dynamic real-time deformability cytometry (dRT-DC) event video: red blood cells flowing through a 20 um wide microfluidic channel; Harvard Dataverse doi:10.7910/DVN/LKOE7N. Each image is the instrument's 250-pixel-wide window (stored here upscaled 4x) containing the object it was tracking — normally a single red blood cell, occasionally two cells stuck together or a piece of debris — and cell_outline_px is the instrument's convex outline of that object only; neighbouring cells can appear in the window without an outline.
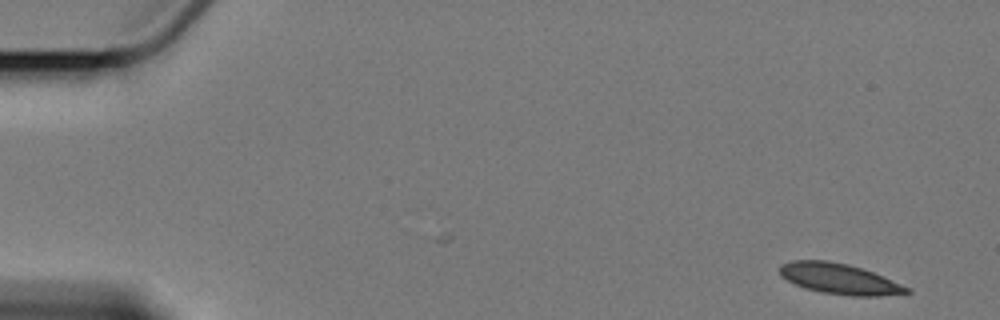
{"species": "Egyptian fruit bat (a non-hibernating species)", "species_latin": "Rousettus aegyptiacus", "temperature_condition": "cold", "stored_images_in_passage": 6, "camera_frame_rate_fps": 3000, "um_per_image_px": 0.085, "animal": {"sex": "female"}, "frame": {"image": 1, "passage_image": 1, "time_ms": 0.0, "image_size_px": [1000, 320], "cell_outline_px": [[912, 292], [880, 296], [852, 296], [820, 292], [804, 288], [780, 276], [780, 264], [792, 260], [828, 260], [848, 264], [872, 272], [912, 288]], "centroid_in_image_um": [71.35, 23.7], "position_along_channel_um": 13.7, "area_um2": 22.66}}
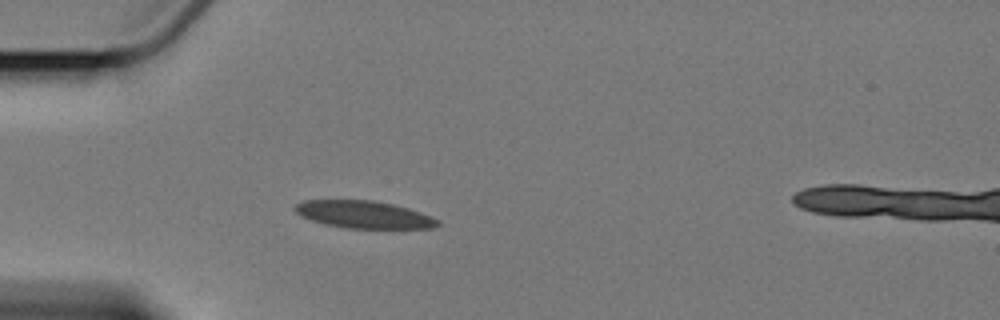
{"frame": {"image": 2, "passage_image": 5, "time_ms": 4.667, "image_size_px": [1000, 320], "cell_outline_px": [[440, 224], [432, 228], [344, 228], [324, 224], [300, 216], [292, 208], [296, 204], [304, 200], [372, 200], [392, 204], [408, 208], [420, 212], [440, 220]], "centroid_in_image_um": [30.9, 18.23], "position_along_channel_um": 54.1, "area_um2": 22.77}}